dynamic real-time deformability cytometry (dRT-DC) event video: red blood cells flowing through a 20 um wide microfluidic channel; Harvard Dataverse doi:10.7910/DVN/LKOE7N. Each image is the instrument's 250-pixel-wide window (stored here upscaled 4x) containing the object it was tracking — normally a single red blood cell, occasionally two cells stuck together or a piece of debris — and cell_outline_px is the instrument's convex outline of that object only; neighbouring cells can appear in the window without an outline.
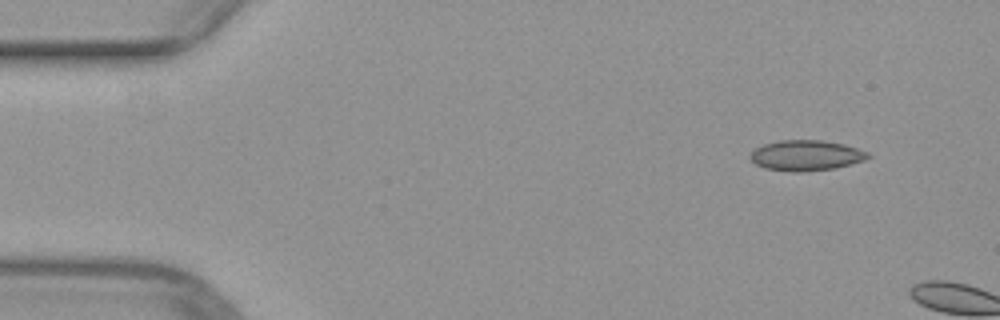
{"species": "common noctule bat (a hibernating species)", "species_latin": "Nyctalus noctula", "temperature_condition": "warm", "stored_images_in_passage": 3, "camera_frame_rate_fps": 3000, "um_per_image_px": 0.085, "animal": {"sex": "female", "body_mass_g": 29.2, "forearm_length_mm": 56.3}, "frame": {"image": 1, "passage_image": 1, "time_ms": 0.0, "image_size_px": [1000, 320], "cell_outline_px": [[872, 156], [864, 160], [836, 168], [800, 172], [792, 172], [764, 168], [756, 164], [748, 156], [756, 148], [764, 144], [780, 140], [820, 140], [844, 144], [868, 152]], "centroid_in_image_um": [68.51, 13.21], "position_along_channel_um": 16.5, "area_um2": 20.87}}